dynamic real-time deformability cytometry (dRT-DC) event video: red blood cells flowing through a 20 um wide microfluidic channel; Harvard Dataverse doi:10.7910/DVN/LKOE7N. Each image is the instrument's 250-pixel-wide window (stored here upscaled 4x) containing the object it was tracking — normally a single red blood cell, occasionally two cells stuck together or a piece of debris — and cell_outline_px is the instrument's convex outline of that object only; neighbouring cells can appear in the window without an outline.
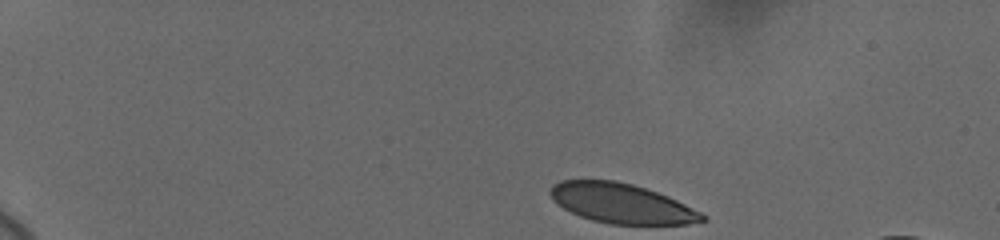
{"species": "human", "species_latin": "Homo sapiens", "temperature_condition": "cold", "stored_images_in_passage": 15, "camera_frame_rate_fps": 3000, "um_per_image_px": 0.085, "donor": {"sex": "female"}, "frame": {"image": 1, "passage_image": 1, "time_ms": 0.0, "image_size_px": [1000, 240], "cell_outline_px": [[708, 220], [688, 224], [612, 224], [592, 220], [580, 216], [556, 204], [552, 200], [548, 192], [552, 184], [560, 180], [616, 180], [632, 184], [668, 196], [708, 216]], "centroid_in_image_um": [52.8, 17.28], "position_along_channel_um": 32.2, "area_um2": 35.2}}
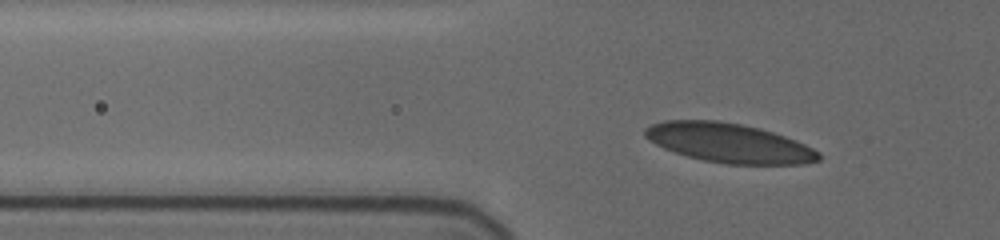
{"frame": {"image": 2, "passage_image": 11, "time_ms": 3.333, "image_size_px": [1000, 240], "cell_outline_px": [[820, 160], [804, 164], [724, 164], [704, 160], [688, 156], [664, 148], [656, 144], [644, 136], [644, 128], [652, 124], [664, 120], [720, 120], [760, 128], [796, 140], [820, 152]], "centroid_in_image_um": [61.96, 12.14], "position_along_channel_um": 63.8, "area_um2": 39.71}}
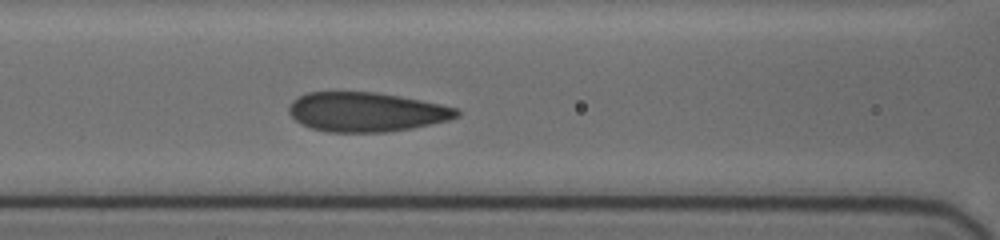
{"frame": {"image": 3, "passage_image": 15, "time_ms": 5.667, "image_size_px": [1000, 240], "cell_outline_px": [[460, 116], [448, 120], [412, 128], [388, 132], [328, 132], [312, 128], [300, 124], [288, 112], [288, 104], [292, 100], [308, 92], [376, 92], [400, 96], [440, 104], [456, 108], [460, 112]], "centroid_in_image_um": [31.11, 9.52], "position_along_channel_um": 135.5, "area_um2": 38.55}}